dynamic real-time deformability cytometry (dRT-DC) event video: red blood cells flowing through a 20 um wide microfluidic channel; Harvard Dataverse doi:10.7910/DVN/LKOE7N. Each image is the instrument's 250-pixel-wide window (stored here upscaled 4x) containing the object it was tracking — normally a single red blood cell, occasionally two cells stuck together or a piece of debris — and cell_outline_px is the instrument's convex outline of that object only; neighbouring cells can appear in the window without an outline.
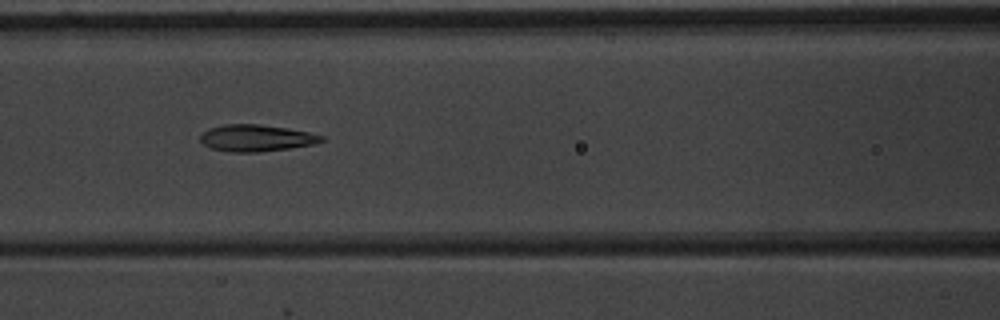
{"species": "common noctule bat (a hibernating species)", "species_latin": "Nyctalus noctula", "temperature_condition": "warm", "stored_images_in_passage": 6, "camera_frame_rate_fps": 3000, "um_per_image_px": 0.085, "animal": {"sex": "male", "body_mass_g": 20.1, "forearm_length_mm": 53.5}, "frame": {"image": 1, "passage_image": 4, "time_ms": 3.333, "image_size_px": [1000, 320], "cell_outline_px": [[324, 140], [316, 144], [260, 152], [232, 152], [212, 148], [204, 144], [200, 140], [200, 136], [208, 128], [224, 124], [260, 124], [288, 128], [308, 132], [324, 136]], "centroid_in_image_um": [21.79, 11.72], "position_along_channel_um": 144.8, "area_um2": 18.84}}
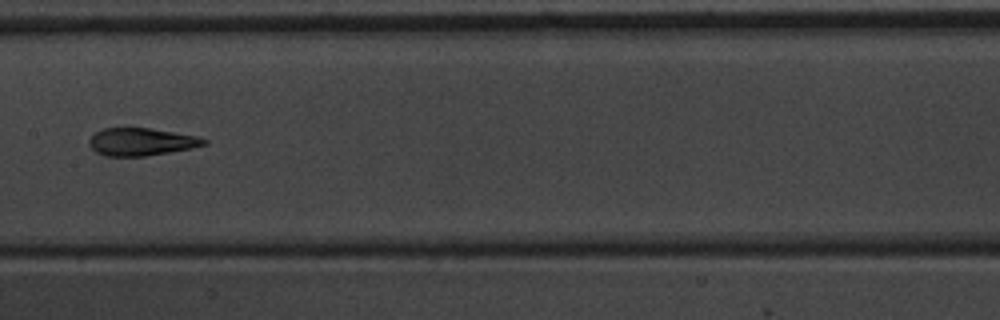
{"frame": {"image": 2, "passage_image": 5, "time_ms": 4.667, "image_size_px": [1000, 320], "cell_outline_px": [[208, 144], [192, 148], [144, 156], [104, 156], [96, 152], [88, 144], [88, 140], [96, 132], [104, 128], [148, 128], [196, 136], [208, 140]], "centroid_in_image_um": [11.99, 12.06], "position_along_channel_um": 195.4, "area_um2": 18.32}}
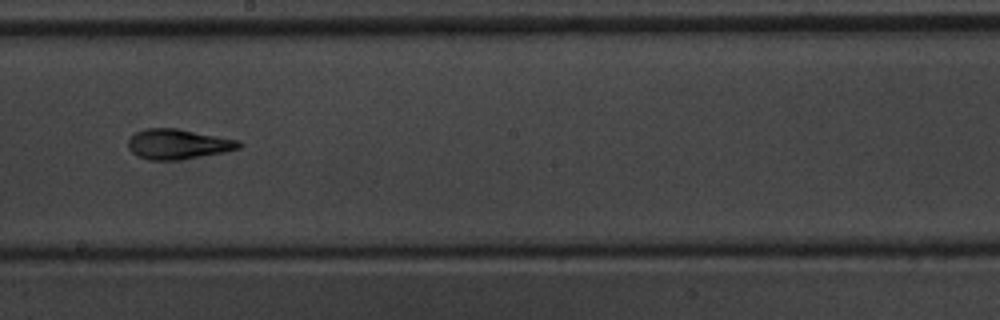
{"frame": {"image": 3, "passage_image": 6, "time_ms": 5.667, "image_size_px": [1000, 320], "cell_outline_px": [[244, 144], [240, 148], [224, 152], [180, 160], [148, 160], [136, 156], [128, 148], [128, 140], [136, 132], [144, 128], [176, 128], [240, 140]], "centroid_in_image_um": [15.14, 12.25], "position_along_channel_um": 233.1, "area_um2": 19.59}}